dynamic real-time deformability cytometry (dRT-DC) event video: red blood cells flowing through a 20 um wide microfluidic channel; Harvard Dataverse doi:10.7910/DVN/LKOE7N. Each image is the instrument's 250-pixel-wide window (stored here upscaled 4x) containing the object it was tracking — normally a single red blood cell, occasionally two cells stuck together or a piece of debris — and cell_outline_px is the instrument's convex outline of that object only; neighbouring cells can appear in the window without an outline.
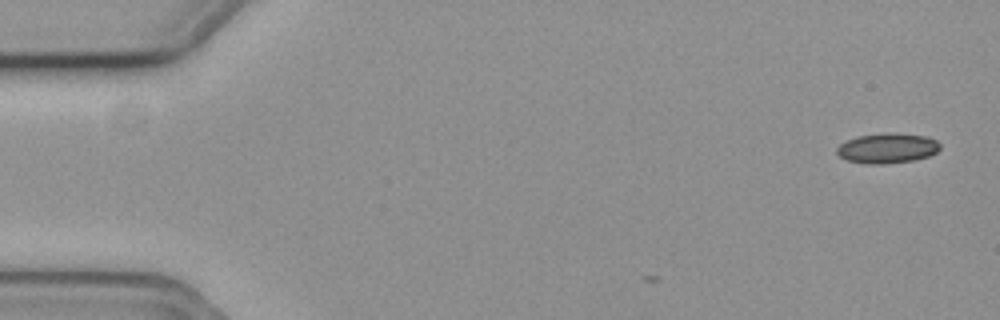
{"species": "common noctule bat (a hibernating species)", "species_latin": "Nyctalus noctula", "temperature_condition": "cold", "stored_images_in_passage": 4, "camera_frame_rate_fps": 3000, "um_per_image_px": 0.085, "animal": {"sex": "female", "body_mass_g": 19.3, "forearm_length_mm": 54.1}, "frame": {"image": 1, "passage_image": 4, "time_ms": 1.0, "image_size_px": [1000, 320], "cell_outline_px": [[940, 148], [936, 152], [928, 156], [912, 160], [884, 164], [864, 164], [848, 160], [840, 156], [836, 152], [836, 148], [840, 144], [848, 140], [860, 136], [884, 132], [896, 132], [928, 136], [936, 140], [940, 144]], "centroid_in_image_um": [75.44, 12.58], "position_along_channel_um": 9.6, "area_um2": 18.15}}